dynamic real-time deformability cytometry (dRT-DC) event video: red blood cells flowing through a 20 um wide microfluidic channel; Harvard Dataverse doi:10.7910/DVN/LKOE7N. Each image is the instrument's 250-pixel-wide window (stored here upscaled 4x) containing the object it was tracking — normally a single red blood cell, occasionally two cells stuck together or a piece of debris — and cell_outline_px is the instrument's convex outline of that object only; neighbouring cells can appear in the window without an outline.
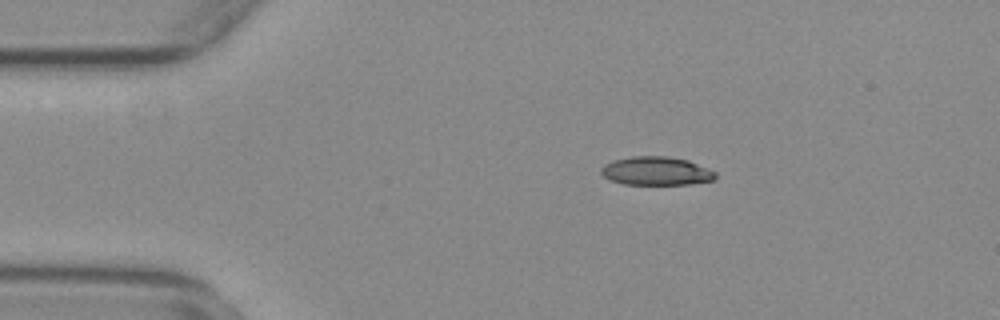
{"species": "common noctule bat (a hibernating species)", "species_latin": "Nyctalus noctula", "temperature_condition": "warm", "stored_images_in_passage": 36, "camera_frame_rate_fps": 3000, "um_per_image_px": 0.085, "animal": {"sex": "female", "body_mass_g": 29.2, "forearm_length_mm": 56.3}, "frame": {"image": 1, "passage_image": 3, "time_ms": 0.667, "image_size_px": [1000, 320], "cell_outline_px": [[716, 180], [688, 184], [624, 184], [608, 180], [600, 172], [600, 168], [604, 164], [612, 160], [632, 156], [664, 156], [688, 160], [708, 168], [716, 172]], "centroid_in_image_um": [55.76, 14.53], "position_along_channel_um": 29.2, "area_um2": 19.13}}
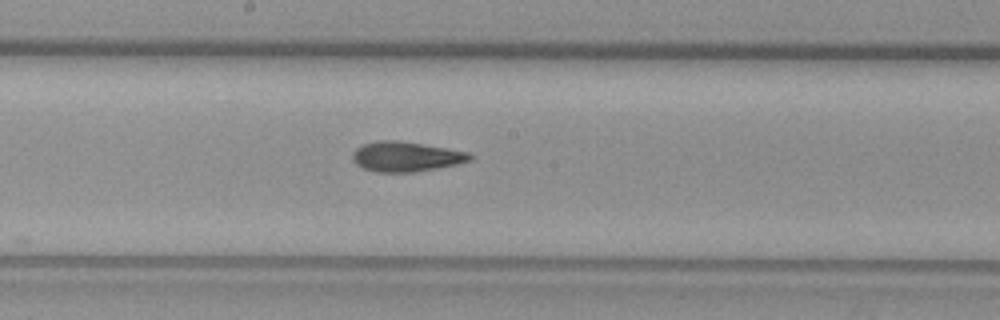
{"frame": {"image": 2, "passage_image": 22, "time_ms": 7.0, "image_size_px": [1000, 320], "cell_outline_px": [[472, 160], [456, 164], [416, 172], [376, 172], [364, 168], [356, 164], [352, 160], [352, 152], [356, 148], [364, 144], [376, 140], [400, 140], [468, 152], [472, 156]], "centroid_in_image_um": [34.47, 13.31], "position_along_channel_um": 213.7, "area_um2": 20.46}}
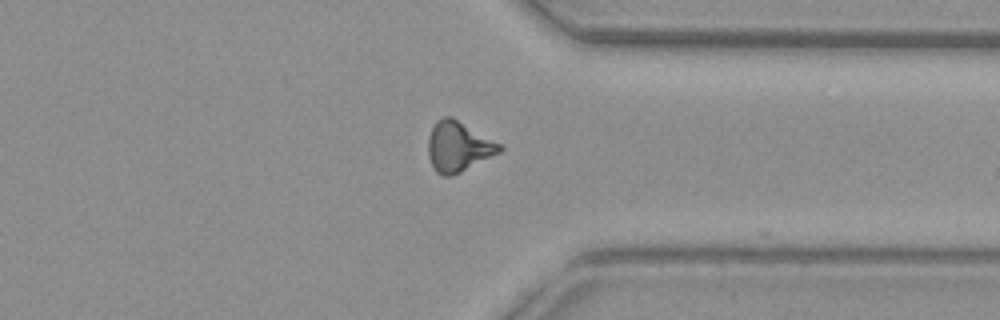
{"frame": {"image": 3, "passage_image": 35, "time_ms": 11.333, "image_size_px": [1000, 320], "cell_outline_px": [[504, 148], [500, 152], [452, 176], [440, 176], [436, 172], [428, 156], [428, 136], [436, 120], [444, 116], [452, 116], [504, 144]], "centroid_in_image_um": [38.98, 12.43], "position_along_channel_um": 372.4, "area_um2": 21.21}}